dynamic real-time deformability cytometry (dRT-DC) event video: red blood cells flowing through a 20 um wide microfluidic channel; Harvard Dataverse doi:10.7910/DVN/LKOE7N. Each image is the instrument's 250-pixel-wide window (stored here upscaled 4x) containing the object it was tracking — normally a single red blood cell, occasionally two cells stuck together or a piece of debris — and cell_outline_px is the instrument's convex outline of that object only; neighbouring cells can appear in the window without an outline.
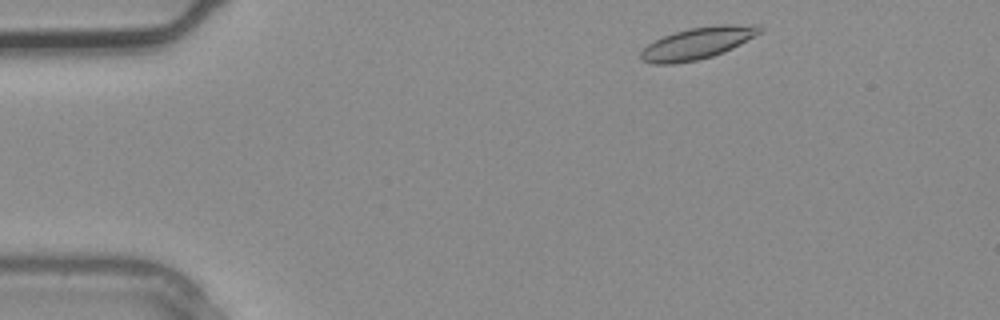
{"species": "common noctule bat (a hibernating species)", "species_latin": "Nyctalus noctula", "temperature_condition": "warm", "stored_images_in_passage": 3, "camera_frame_rate_fps": 3000, "um_per_image_px": 0.085, "animal": {"sex": "male", "body_mass_g": 20.4}, "frame": {"image": 1, "passage_image": 1, "time_ms": 0.0, "image_size_px": [1000, 320], "cell_outline_px": [[764, 32], [724, 52], [712, 56], [696, 60], [672, 64], [652, 64], [640, 60], [640, 52], [648, 44], [664, 36], [688, 28], [716, 24], [756, 24], [764, 28]], "centroid_in_image_um": [59.34, 3.65], "position_along_channel_um": 25.7, "area_um2": 22.25}}